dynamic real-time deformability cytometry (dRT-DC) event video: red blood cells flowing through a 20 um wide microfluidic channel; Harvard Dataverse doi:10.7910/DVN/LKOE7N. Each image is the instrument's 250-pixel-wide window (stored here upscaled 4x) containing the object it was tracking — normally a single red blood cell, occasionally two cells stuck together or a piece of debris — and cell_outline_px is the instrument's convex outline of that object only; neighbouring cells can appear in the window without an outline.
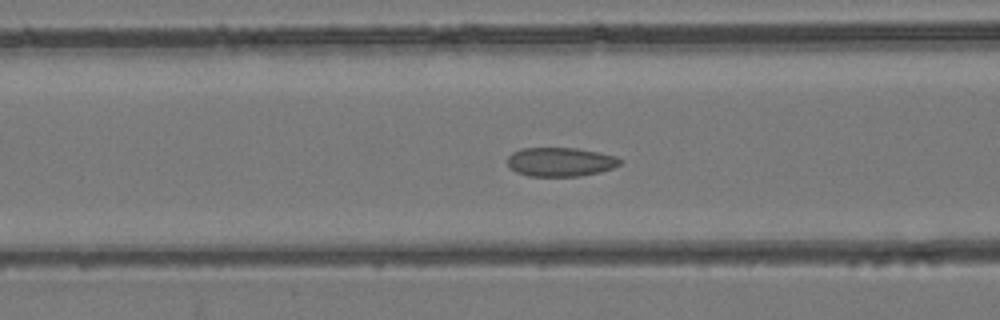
{"species": "common noctule bat (a hibernating species)", "species_latin": "Nyctalus noctula", "temperature_condition": "room temperature", "stored_images_in_passage": 37, "camera_frame_rate_fps": 3000, "um_per_image_px": 0.085, "animal": {"sex": "female", "body_mass_g": 24.6, "forearm_length_mm": 56.2}, "frame": {"image": 1, "passage_image": 8, "time_ms": 2.333, "image_size_px": [1000, 320], "cell_outline_px": [[624, 160], [620, 164], [612, 168], [600, 172], [580, 176], [528, 176], [516, 172], [508, 164], [508, 156], [512, 152], [520, 148], [576, 148], [616, 156]], "centroid_in_image_um": [47.64, 13.76], "position_along_channel_um": 119.0, "area_um2": 19.02}}
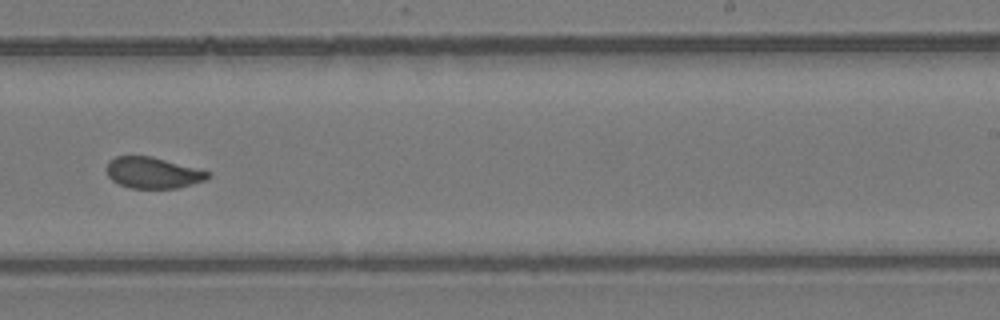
{"frame": {"image": 2, "passage_image": 19, "time_ms": 6.0, "image_size_px": [1000, 320], "cell_outline_px": [[212, 176], [204, 180], [192, 184], [176, 188], [128, 188], [112, 180], [108, 176], [104, 168], [108, 160], [116, 156], [152, 156], [212, 172]], "centroid_in_image_um": [12.97, 14.67], "position_along_channel_um": 276.0, "area_um2": 18.61}}
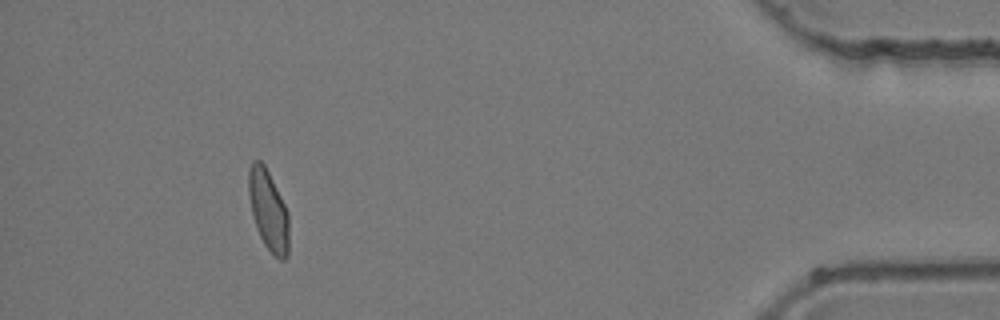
{"frame": {"image": 3, "passage_image": 33, "time_ms": 10.667, "image_size_px": [1000, 320], "cell_outline_px": [[288, 256], [284, 260], [280, 260], [264, 244], [256, 228], [248, 196], [248, 172], [252, 160], [260, 160], [264, 164], [288, 212]], "centroid_in_image_um": [22.79, 17.86], "position_along_channel_um": 412.4, "area_um2": 18.67}}